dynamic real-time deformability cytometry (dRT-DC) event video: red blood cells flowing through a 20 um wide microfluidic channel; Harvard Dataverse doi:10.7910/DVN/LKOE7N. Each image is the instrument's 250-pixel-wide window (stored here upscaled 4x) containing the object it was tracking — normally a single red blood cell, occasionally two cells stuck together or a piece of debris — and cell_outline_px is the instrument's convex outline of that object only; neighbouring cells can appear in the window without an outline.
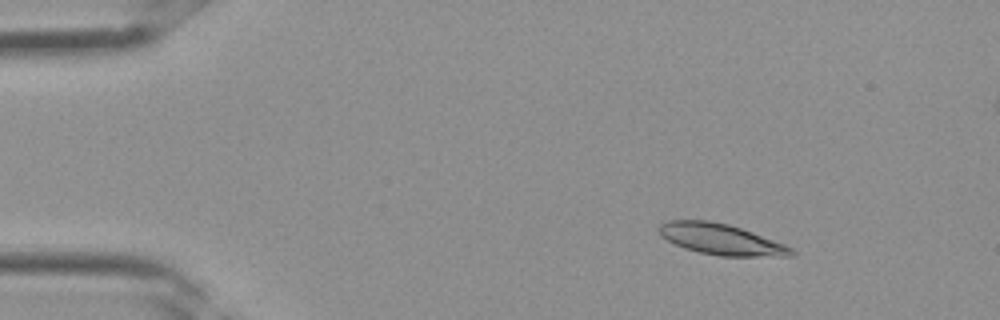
{"species": "Egyptian fruit bat (a non-hibernating species)", "species_latin": "Rousettus aegyptiacus", "temperature_condition": "room temperature", "stored_images_in_passage": 36, "segment_of_instrument_passage": [1, 2], "camera_frame_rate_fps": 3000, "um_per_image_px": 0.085, "frame": {"image": 1, "passage_image": 5, "time_ms": 1.333, "image_size_px": [1000, 320], "cell_outline_px": [[796, 252], [792, 256], [720, 256], [700, 252], [684, 248], [660, 236], [656, 228], [664, 220], [708, 220], [728, 224], [752, 232], [784, 244], [792, 248]], "centroid_in_image_um": [61.24, 20.33], "position_along_channel_um": 23.8, "area_um2": 23.81}}
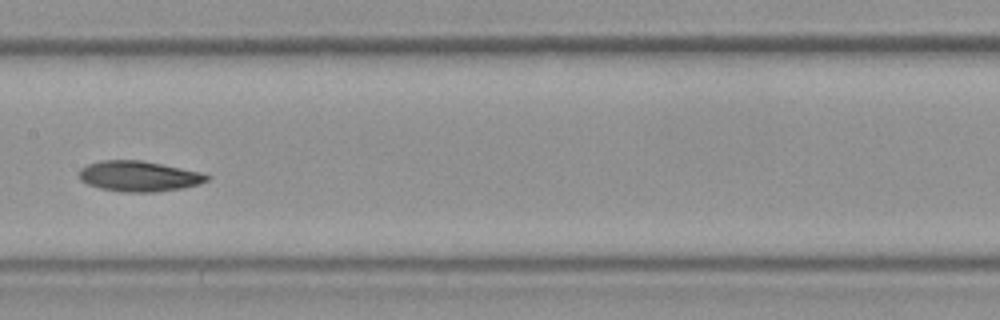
{"frame": {"image": 2, "passage_image": 18, "time_ms": 5.667, "image_size_px": [1000, 320], "cell_outline_px": [[212, 176], [208, 180], [184, 188], [156, 192], [124, 192], [100, 188], [88, 184], [80, 180], [80, 168], [88, 164], [104, 160], [140, 160], [200, 172]], "centroid_in_image_um": [11.8, 14.98], "position_along_channel_um": 195.6, "area_um2": 22.48}}
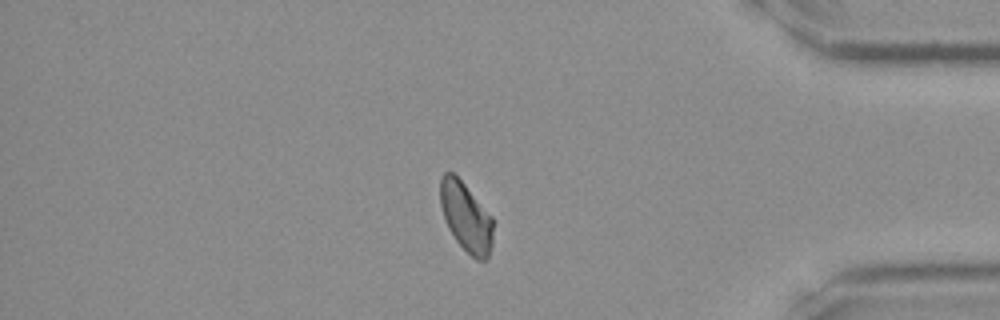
{"frame": {"image": 3, "passage_image": 30, "time_ms": 9.667, "image_size_px": [1000, 320], "cell_outline_px": [[496, 220], [492, 244], [488, 256], [484, 260], [476, 260], [456, 240], [448, 228], [440, 204], [440, 176], [444, 172], [452, 172], [464, 184]], "centroid_in_image_um": [39.64, 18.44], "position_along_channel_um": 395.6, "area_um2": 21.44}}